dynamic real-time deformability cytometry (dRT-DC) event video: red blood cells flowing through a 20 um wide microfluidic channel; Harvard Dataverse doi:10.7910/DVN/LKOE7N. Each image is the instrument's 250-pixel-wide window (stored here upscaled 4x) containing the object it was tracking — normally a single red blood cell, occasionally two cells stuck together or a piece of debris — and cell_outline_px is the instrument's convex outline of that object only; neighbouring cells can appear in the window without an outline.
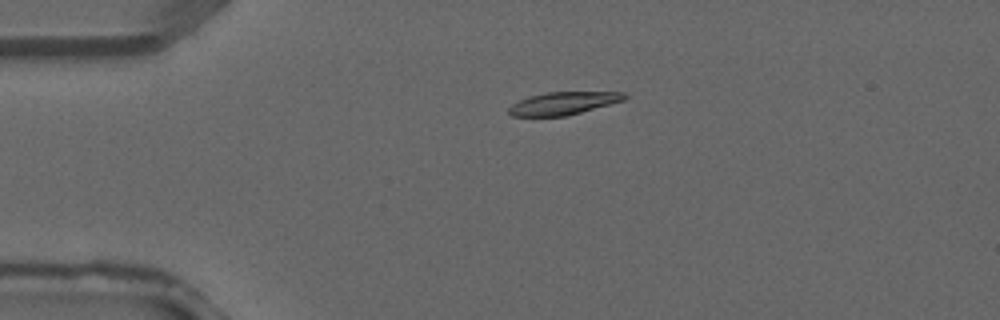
{"species": "common noctule bat (a hibernating species)", "species_latin": "Nyctalus noctula", "temperature_condition": "warm", "stored_images_in_passage": 4, "camera_frame_rate_fps": 3000, "um_per_image_px": 0.085, "animal": {"sex": "male", "forearm_length_mm": 52.5}, "frame": {"image": 1, "passage_image": 3, "time_ms": 0.667, "image_size_px": [1000, 320], "cell_outline_px": [[628, 96], [624, 100], [568, 116], [512, 116], [508, 112], [508, 108], [512, 104], [528, 96], [544, 92], [624, 92]], "centroid_in_image_um": [47.87, 8.78], "position_along_channel_um": 37.1, "area_um2": 15.37}}